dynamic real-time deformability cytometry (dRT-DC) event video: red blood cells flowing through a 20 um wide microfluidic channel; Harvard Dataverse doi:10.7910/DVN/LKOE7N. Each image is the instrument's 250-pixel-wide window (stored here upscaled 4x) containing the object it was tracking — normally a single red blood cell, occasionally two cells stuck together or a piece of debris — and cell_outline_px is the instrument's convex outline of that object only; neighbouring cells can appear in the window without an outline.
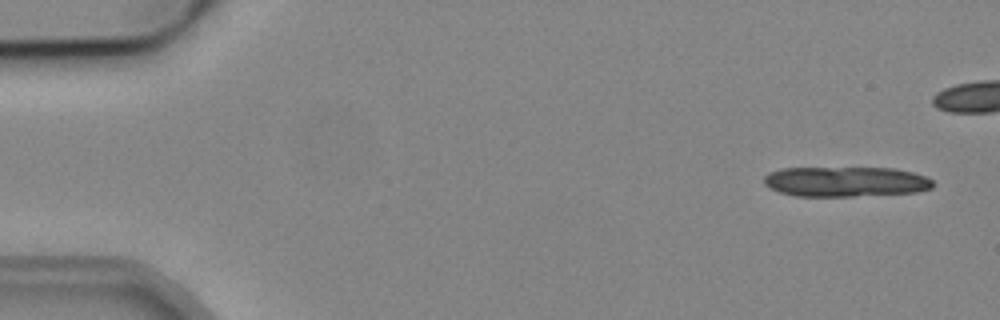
{"species": "common noctule bat (a hibernating species)", "species_latin": "Nyctalus noctula", "temperature_condition": "cold", "stored_images_in_passage": 11, "camera_frame_rate_fps": 3000, "um_per_image_px": 0.085, "animal": {"sex": "male", "body_mass_g": 19.2, "forearm_length_mm": 51.8}, "frame": {"image": 1, "passage_image": 2, "time_ms": 0.333, "image_size_px": [1000, 320], "cell_outline_px": [[932, 188], [916, 192], [852, 196], [796, 196], [780, 192], [764, 184], [764, 176], [768, 172], [780, 168], [896, 168], [912, 172], [924, 176], [932, 180]], "centroid_in_image_um": [71.85, 15.43], "position_along_channel_um": 13.1, "area_um2": 29.54}}